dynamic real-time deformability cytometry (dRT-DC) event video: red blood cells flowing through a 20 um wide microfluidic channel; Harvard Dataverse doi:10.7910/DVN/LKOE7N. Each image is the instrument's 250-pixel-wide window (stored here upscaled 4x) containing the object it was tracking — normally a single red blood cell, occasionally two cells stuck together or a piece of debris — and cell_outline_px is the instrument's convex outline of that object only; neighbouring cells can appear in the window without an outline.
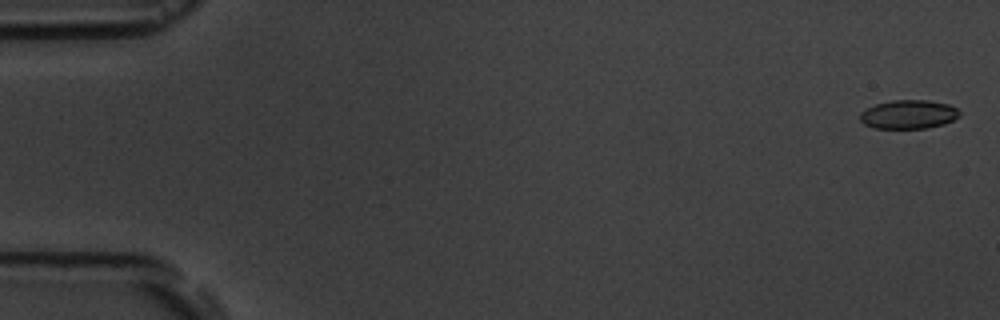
{"species": "common noctule bat (a hibernating species)", "species_latin": "Nyctalus noctula", "temperature_condition": "room temperature", "stored_images_in_passage": 6, "camera_frame_rate_fps": 3000, "um_per_image_px": 0.085, "animal": {"sex": "male", "body_mass_g": 19.5, "forearm_length_mm": 54.6}, "frame": {"image": 1, "passage_image": 1, "time_ms": 0.0, "image_size_px": [1000, 320], "cell_outline_px": [[960, 116], [944, 124], [928, 128], [872, 128], [864, 124], [860, 120], [860, 112], [876, 104], [892, 100], [928, 100], [948, 104], [956, 108], [960, 112]], "centroid_in_image_um": [77.23, 9.72], "position_along_channel_um": 7.8, "area_um2": 16.7}}
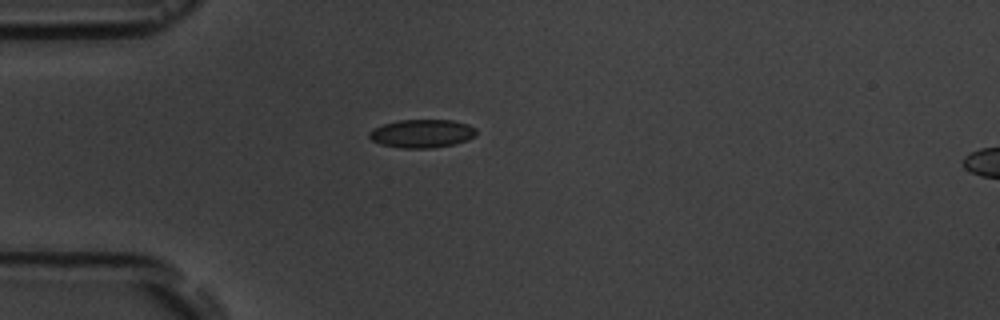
{"frame": {"image": 2, "passage_image": 5, "time_ms": 4.667, "image_size_px": [1000, 320], "cell_outline_px": [[476, 136], [468, 140], [452, 144], [432, 148], [400, 148], [380, 144], [372, 140], [368, 136], [368, 132], [372, 128], [384, 124], [400, 120], [452, 120], [468, 124], [476, 128]], "centroid_in_image_um": [35.86, 11.35], "position_along_channel_um": 49.1, "area_um2": 17.74}}